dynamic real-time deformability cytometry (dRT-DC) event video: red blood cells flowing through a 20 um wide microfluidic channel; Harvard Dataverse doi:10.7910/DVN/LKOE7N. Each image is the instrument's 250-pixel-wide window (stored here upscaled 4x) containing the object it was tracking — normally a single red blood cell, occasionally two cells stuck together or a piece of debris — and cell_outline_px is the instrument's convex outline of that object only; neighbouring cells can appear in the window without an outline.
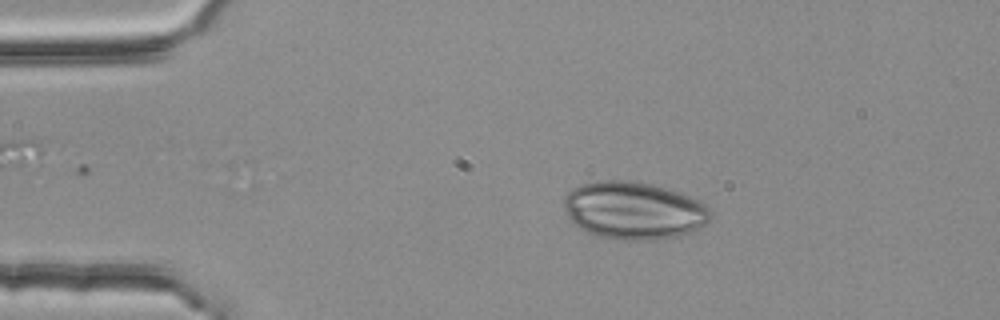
{"species": "common noctule bat (a hibernating species)", "species_latin": "Nyctalus noctula", "temperature_condition": "room temperature", "stored_images_in_passage": 3, "camera_frame_rate_fps": 3000, "um_per_image_px": 0.085, "animal": {"sex": "female", "body_mass_g": 25.1}, "frame": {"image": 1, "passage_image": 2, "time_ms": 0.333, "image_size_px": [1000, 320], "cell_outline_px": [[712, 216], [704, 224], [688, 232], [676, 236], [660, 240], [620, 240], [596, 236], [572, 224], [568, 216], [564, 204], [564, 196], [572, 188], [580, 184], [596, 180], [624, 180], [648, 184], [680, 192], [696, 200], [708, 208], [712, 212]], "centroid_in_image_um": [53.81, 17.9], "position_along_channel_um": 31.2, "area_um2": 49.07}}